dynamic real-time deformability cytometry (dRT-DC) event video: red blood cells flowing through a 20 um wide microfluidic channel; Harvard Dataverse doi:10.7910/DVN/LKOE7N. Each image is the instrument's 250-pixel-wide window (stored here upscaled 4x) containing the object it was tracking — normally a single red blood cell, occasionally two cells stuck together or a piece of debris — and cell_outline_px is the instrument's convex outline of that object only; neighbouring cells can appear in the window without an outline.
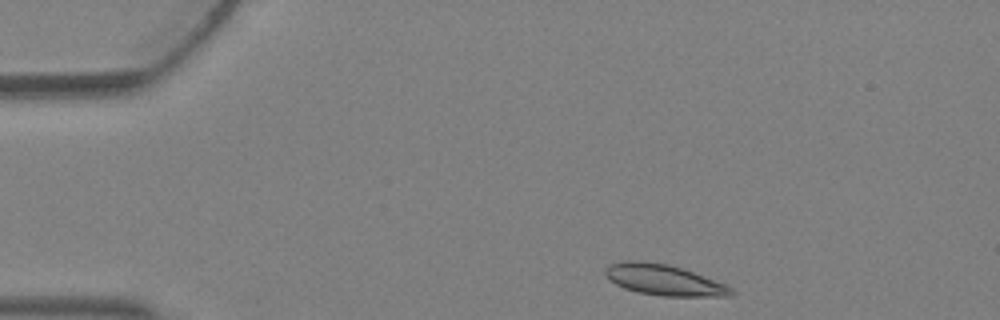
{"species": "Egyptian fruit bat (a non-hibernating species)", "species_latin": "Rousettus aegyptiacus", "temperature_condition": "warm", "stored_images_in_passage": 2, "camera_frame_rate_fps": 3000, "um_per_image_px": 0.085, "animal": {"sex": "female"}, "frame": {"image": 1, "passage_image": 1, "time_ms": 0.0, "image_size_px": [1000, 320], "cell_outline_px": [[736, 292], [732, 296], [664, 296], [636, 292], [624, 288], [616, 284], [604, 276], [604, 268], [612, 264], [624, 260], [644, 260], [668, 264], [704, 276], [724, 284], [732, 288]], "centroid_in_image_um": [56.39, 23.79], "position_along_channel_um": 28.6, "area_um2": 22.66}}
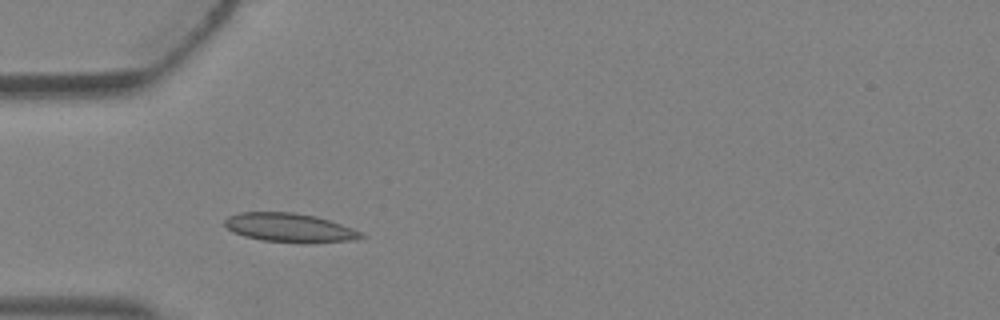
{"frame": {"image": 2, "passage_image": 2, "time_ms": 0.333, "image_size_px": [1000, 320], "cell_outline_px": [[368, 236], [356, 240], [304, 244], [260, 240], [244, 236], [232, 232], [224, 224], [224, 220], [228, 216], [240, 212], [292, 212], [316, 216], [352, 228]], "centroid_in_image_um": [24.63, 19.37], "position_along_channel_um": 60.4, "area_um2": 23.29}}